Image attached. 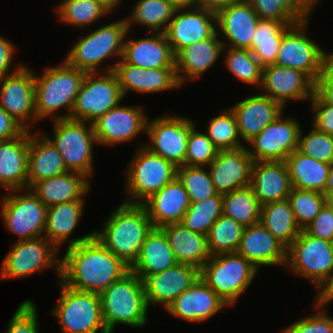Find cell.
<instances>
[{"label":"cell","mask_w":333,"mask_h":333,"mask_svg":"<svg viewBox=\"0 0 333 333\" xmlns=\"http://www.w3.org/2000/svg\"><path fill=\"white\" fill-rule=\"evenodd\" d=\"M130 271L95 236L66 248L60 280L68 287L100 294Z\"/></svg>","instance_id":"6da1fadb"},{"label":"cell","mask_w":333,"mask_h":333,"mask_svg":"<svg viewBox=\"0 0 333 333\" xmlns=\"http://www.w3.org/2000/svg\"><path fill=\"white\" fill-rule=\"evenodd\" d=\"M153 228L142 204L120 203L94 236L117 258L131 267L138 258L147 234Z\"/></svg>","instance_id":"7a4b0ae2"},{"label":"cell","mask_w":333,"mask_h":333,"mask_svg":"<svg viewBox=\"0 0 333 333\" xmlns=\"http://www.w3.org/2000/svg\"><path fill=\"white\" fill-rule=\"evenodd\" d=\"M86 72L70 66L64 59L58 66L44 69L35 78V113L42 119L70 118L76 96ZM67 110L65 114L58 112Z\"/></svg>","instance_id":"3957f363"},{"label":"cell","mask_w":333,"mask_h":333,"mask_svg":"<svg viewBox=\"0 0 333 333\" xmlns=\"http://www.w3.org/2000/svg\"><path fill=\"white\" fill-rule=\"evenodd\" d=\"M128 27L125 18L102 24L76 41L64 60L86 73L113 71L116 65L103 66L105 60L116 57L121 60Z\"/></svg>","instance_id":"277c9868"},{"label":"cell","mask_w":333,"mask_h":333,"mask_svg":"<svg viewBox=\"0 0 333 333\" xmlns=\"http://www.w3.org/2000/svg\"><path fill=\"white\" fill-rule=\"evenodd\" d=\"M104 324L108 333L117 325L142 328L148 323V304L143 281L132 271L100 294Z\"/></svg>","instance_id":"5b68a950"},{"label":"cell","mask_w":333,"mask_h":333,"mask_svg":"<svg viewBox=\"0 0 333 333\" xmlns=\"http://www.w3.org/2000/svg\"><path fill=\"white\" fill-rule=\"evenodd\" d=\"M142 142L137 146L133 159L124 170L125 199L122 202L142 204L177 177V167L160 155L154 154Z\"/></svg>","instance_id":"8992f818"},{"label":"cell","mask_w":333,"mask_h":333,"mask_svg":"<svg viewBox=\"0 0 333 333\" xmlns=\"http://www.w3.org/2000/svg\"><path fill=\"white\" fill-rule=\"evenodd\" d=\"M285 267L312 282L318 294L333 276V242L302 230L286 250Z\"/></svg>","instance_id":"52a82bcc"},{"label":"cell","mask_w":333,"mask_h":333,"mask_svg":"<svg viewBox=\"0 0 333 333\" xmlns=\"http://www.w3.org/2000/svg\"><path fill=\"white\" fill-rule=\"evenodd\" d=\"M52 123L53 136L45 135L61 153L67 170L93 177V147L98 145L93 125L71 118L52 120Z\"/></svg>","instance_id":"ba28073f"},{"label":"cell","mask_w":333,"mask_h":333,"mask_svg":"<svg viewBox=\"0 0 333 333\" xmlns=\"http://www.w3.org/2000/svg\"><path fill=\"white\" fill-rule=\"evenodd\" d=\"M251 262L237 252L211 258L200 269L201 279L228 305L235 306L258 274Z\"/></svg>","instance_id":"9c48e42d"},{"label":"cell","mask_w":333,"mask_h":333,"mask_svg":"<svg viewBox=\"0 0 333 333\" xmlns=\"http://www.w3.org/2000/svg\"><path fill=\"white\" fill-rule=\"evenodd\" d=\"M59 301L50 311L60 325V333H108L102 317L98 293L72 289L58 280Z\"/></svg>","instance_id":"30bf717a"},{"label":"cell","mask_w":333,"mask_h":333,"mask_svg":"<svg viewBox=\"0 0 333 333\" xmlns=\"http://www.w3.org/2000/svg\"><path fill=\"white\" fill-rule=\"evenodd\" d=\"M60 250L44 236L25 240L15 241L0 265V279L27 278L34 273L49 270L61 278V257Z\"/></svg>","instance_id":"8fae6325"},{"label":"cell","mask_w":333,"mask_h":333,"mask_svg":"<svg viewBox=\"0 0 333 333\" xmlns=\"http://www.w3.org/2000/svg\"><path fill=\"white\" fill-rule=\"evenodd\" d=\"M20 192H24V194H20ZM0 202V215L5 230L17 236L16 241L44 236L47 206L31 189L8 191V195L3 194Z\"/></svg>","instance_id":"7c38bea8"},{"label":"cell","mask_w":333,"mask_h":333,"mask_svg":"<svg viewBox=\"0 0 333 333\" xmlns=\"http://www.w3.org/2000/svg\"><path fill=\"white\" fill-rule=\"evenodd\" d=\"M195 126L194 120L178 113L167 112L151 120L148 117L145 134L148 142L144 146L177 168L185 166L188 139Z\"/></svg>","instance_id":"4fadbf2b"},{"label":"cell","mask_w":333,"mask_h":333,"mask_svg":"<svg viewBox=\"0 0 333 333\" xmlns=\"http://www.w3.org/2000/svg\"><path fill=\"white\" fill-rule=\"evenodd\" d=\"M113 71L86 73L76 96L71 119L93 123L123 101Z\"/></svg>","instance_id":"5bb4252c"},{"label":"cell","mask_w":333,"mask_h":333,"mask_svg":"<svg viewBox=\"0 0 333 333\" xmlns=\"http://www.w3.org/2000/svg\"><path fill=\"white\" fill-rule=\"evenodd\" d=\"M284 114L283 112L246 143L250 146L246 145V148L253 162L285 161L298 149L302 125L294 116L285 118Z\"/></svg>","instance_id":"9a60e30c"},{"label":"cell","mask_w":333,"mask_h":333,"mask_svg":"<svg viewBox=\"0 0 333 333\" xmlns=\"http://www.w3.org/2000/svg\"><path fill=\"white\" fill-rule=\"evenodd\" d=\"M308 23L309 20L297 22L285 32L275 64L299 70L315 83L324 49L308 37Z\"/></svg>","instance_id":"2e32d148"},{"label":"cell","mask_w":333,"mask_h":333,"mask_svg":"<svg viewBox=\"0 0 333 333\" xmlns=\"http://www.w3.org/2000/svg\"><path fill=\"white\" fill-rule=\"evenodd\" d=\"M120 102L92 123L98 145L116 146L146 134L148 117L143 106L123 105Z\"/></svg>","instance_id":"e0dca14e"},{"label":"cell","mask_w":333,"mask_h":333,"mask_svg":"<svg viewBox=\"0 0 333 333\" xmlns=\"http://www.w3.org/2000/svg\"><path fill=\"white\" fill-rule=\"evenodd\" d=\"M30 66L0 80V107L18 121L26 130L37 123L35 113V78ZM29 123H28V122ZM31 123V124H30Z\"/></svg>","instance_id":"ac0fdd59"},{"label":"cell","mask_w":333,"mask_h":333,"mask_svg":"<svg viewBox=\"0 0 333 333\" xmlns=\"http://www.w3.org/2000/svg\"><path fill=\"white\" fill-rule=\"evenodd\" d=\"M259 89L261 94L285 108L291 100L310 101L314 95L315 83L299 70L271 64L263 67Z\"/></svg>","instance_id":"d6986e66"},{"label":"cell","mask_w":333,"mask_h":333,"mask_svg":"<svg viewBox=\"0 0 333 333\" xmlns=\"http://www.w3.org/2000/svg\"><path fill=\"white\" fill-rule=\"evenodd\" d=\"M224 307L230 306L199 277L165 312L187 322L202 323L217 315Z\"/></svg>","instance_id":"ffe728a7"},{"label":"cell","mask_w":333,"mask_h":333,"mask_svg":"<svg viewBox=\"0 0 333 333\" xmlns=\"http://www.w3.org/2000/svg\"><path fill=\"white\" fill-rule=\"evenodd\" d=\"M216 31V13L194 7L176 10L165 34L176 55L187 45L207 39Z\"/></svg>","instance_id":"44dd1931"},{"label":"cell","mask_w":333,"mask_h":333,"mask_svg":"<svg viewBox=\"0 0 333 333\" xmlns=\"http://www.w3.org/2000/svg\"><path fill=\"white\" fill-rule=\"evenodd\" d=\"M259 21L247 0H238L218 11L216 27L218 35L223 37V46L249 49Z\"/></svg>","instance_id":"7402d4cb"},{"label":"cell","mask_w":333,"mask_h":333,"mask_svg":"<svg viewBox=\"0 0 333 333\" xmlns=\"http://www.w3.org/2000/svg\"><path fill=\"white\" fill-rule=\"evenodd\" d=\"M200 277V269L177 263L160 273L143 280L148 307L160 305L166 309L181 293L191 287Z\"/></svg>","instance_id":"603a6c76"},{"label":"cell","mask_w":333,"mask_h":333,"mask_svg":"<svg viewBox=\"0 0 333 333\" xmlns=\"http://www.w3.org/2000/svg\"><path fill=\"white\" fill-rule=\"evenodd\" d=\"M113 72L124 99L131 90L137 94H152L182 87L176 68L145 69L132 66L121 59L116 62Z\"/></svg>","instance_id":"cb8c5ba5"},{"label":"cell","mask_w":333,"mask_h":333,"mask_svg":"<svg viewBox=\"0 0 333 333\" xmlns=\"http://www.w3.org/2000/svg\"><path fill=\"white\" fill-rule=\"evenodd\" d=\"M252 164V157L245 146L219 151L207 168L216 191L225 194L250 185Z\"/></svg>","instance_id":"d4e9b609"},{"label":"cell","mask_w":333,"mask_h":333,"mask_svg":"<svg viewBox=\"0 0 333 333\" xmlns=\"http://www.w3.org/2000/svg\"><path fill=\"white\" fill-rule=\"evenodd\" d=\"M287 248L261 223L244 227L237 253L257 269L285 266Z\"/></svg>","instance_id":"484cf974"},{"label":"cell","mask_w":333,"mask_h":333,"mask_svg":"<svg viewBox=\"0 0 333 333\" xmlns=\"http://www.w3.org/2000/svg\"><path fill=\"white\" fill-rule=\"evenodd\" d=\"M229 108L235 116L243 143L258 135L286 110L280 103L263 94L249 95Z\"/></svg>","instance_id":"4316f807"},{"label":"cell","mask_w":333,"mask_h":333,"mask_svg":"<svg viewBox=\"0 0 333 333\" xmlns=\"http://www.w3.org/2000/svg\"><path fill=\"white\" fill-rule=\"evenodd\" d=\"M129 32L121 58L125 63L145 69L176 68L175 54L165 33L152 32L150 37L128 40Z\"/></svg>","instance_id":"83f0119b"},{"label":"cell","mask_w":333,"mask_h":333,"mask_svg":"<svg viewBox=\"0 0 333 333\" xmlns=\"http://www.w3.org/2000/svg\"><path fill=\"white\" fill-rule=\"evenodd\" d=\"M223 49L217 31L209 38L194 42L175 55L176 73L181 86L185 81L193 82L214 67ZM196 79V80H195Z\"/></svg>","instance_id":"f1b7e54d"},{"label":"cell","mask_w":333,"mask_h":333,"mask_svg":"<svg viewBox=\"0 0 333 333\" xmlns=\"http://www.w3.org/2000/svg\"><path fill=\"white\" fill-rule=\"evenodd\" d=\"M142 205L154 228L181 223L190 206L189 195L182 182L175 177L161 190L151 195Z\"/></svg>","instance_id":"f546056e"},{"label":"cell","mask_w":333,"mask_h":333,"mask_svg":"<svg viewBox=\"0 0 333 333\" xmlns=\"http://www.w3.org/2000/svg\"><path fill=\"white\" fill-rule=\"evenodd\" d=\"M84 205L85 200H76L47 207L44 237L59 250L65 243L68 248L94 236V232H91L84 236L70 238L84 214Z\"/></svg>","instance_id":"4dcf8cb0"},{"label":"cell","mask_w":333,"mask_h":333,"mask_svg":"<svg viewBox=\"0 0 333 333\" xmlns=\"http://www.w3.org/2000/svg\"><path fill=\"white\" fill-rule=\"evenodd\" d=\"M30 130L0 141V186L7 191L27 189Z\"/></svg>","instance_id":"1f68e13d"},{"label":"cell","mask_w":333,"mask_h":333,"mask_svg":"<svg viewBox=\"0 0 333 333\" xmlns=\"http://www.w3.org/2000/svg\"><path fill=\"white\" fill-rule=\"evenodd\" d=\"M250 186L261 205L287 199L292 185L286 162H253Z\"/></svg>","instance_id":"d6a6232c"},{"label":"cell","mask_w":333,"mask_h":333,"mask_svg":"<svg viewBox=\"0 0 333 333\" xmlns=\"http://www.w3.org/2000/svg\"><path fill=\"white\" fill-rule=\"evenodd\" d=\"M32 133L30 130L28 149L27 188L36 182L67 173L64 159L55 145L44 133Z\"/></svg>","instance_id":"836d02e7"},{"label":"cell","mask_w":333,"mask_h":333,"mask_svg":"<svg viewBox=\"0 0 333 333\" xmlns=\"http://www.w3.org/2000/svg\"><path fill=\"white\" fill-rule=\"evenodd\" d=\"M92 182L84 174L68 171L62 175L36 182L30 189L47 207L55 204L85 200Z\"/></svg>","instance_id":"e575fe53"},{"label":"cell","mask_w":333,"mask_h":333,"mask_svg":"<svg viewBox=\"0 0 333 333\" xmlns=\"http://www.w3.org/2000/svg\"><path fill=\"white\" fill-rule=\"evenodd\" d=\"M177 263L166 234L161 228L153 227L147 234L130 271L143 281L147 276L160 273Z\"/></svg>","instance_id":"d590c367"},{"label":"cell","mask_w":333,"mask_h":333,"mask_svg":"<svg viewBox=\"0 0 333 333\" xmlns=\"http://www.w3.org/2000/svg\"><path fill=\"white\" fill-rule=\"evenodd\" d=\"M161 229L166 234L178 263L201 269L211 258L206 235L191 231L182 223L168 224Z\"/></svg>","instance_id":"8d00e7d4"},{"label":"cell","mask_w":333,"mask_h":333,"mask_svg":"<svg viewBox=\"0 0 333 333\" xmlns=\"http://www.w3.org/2000/svg\"><path fill=\"white\" fill-rule=\"evenodd\" d=\"M292 188L325 193L331 164L324 163L294 150L285 160Z\"/></svg>","instance_id":"74e56055"},{"label":"cell","mask_w":333,"mask_h":333,"mask_svg":"<svg viewBox=\"0 0 333 333\" xmlns=\"http://www.w3.org/2000/svg\"><path fill=\"white\" fill-rule=\"evenodd\" d=\"M260 19L278 20L286 25L310 20L320 0H247ZM310 17V18H309Z\"/></svg>","instance_id":"f35d334b"},{"label":"cell","mask_w":333,"mask_h":333,"mask_svg":"<svg viewBox=\"0 0 333 333\" xmlns=\"http://www.w3.org/2000/svg\"><path fill=\"white\" fill-rule=\"evenodd\" d=\"M260 222L286 247L302 231L298 226L288 199L261 206Z\"/></svg>","instance_id":"ab89813d"},{"label":"cell","mask_w":333,"mask_h":333,"mask_svg":"<svg viewBox=\"0 0 333 333\" xmlns=\"http://www.w3.org/2000/svg\"><path fill=\"white\" fill-rule=\"evenodd\" d=\"M176 10L167 0H138L131 14L125 17L128 30L131 31L132 25L136 24L151 33H165Z\"/></svg>","instance_id":"60d3db41"},{"label":"cell","mask_w":333,"mask_h":333,"mask_svg":"<svg viewBox=\"0 0 333 333\" xmlns=\"http://www.w3.org/2000/svg\"><path fill=\"white\" fill-rule=\"evenodd\" d=\"M291 26L278 20L260 19L249 50L263 67L275 64L281 40Z\"/></svg>","instance_id":"b9f144b4"},{"label":"cell","mask_w":333,"mask_h":333,"mask_svg":"<svg viewBox=\"0 0 333 333\" xmlns=\"http://www.w3.org/2000/svg\"><path fill=\"white\" fill-rule=\"evenodd\" d=\"M59 21L76 28H90L111 12L96 0H62L55 7Z\"/></svg>","instance_id":"7bdbcfd3"},{"label":"cell","mask_w":333,"mask_h":333,"mask_svg":"<svg viewBox=\"0 0 333 333\" xmlns=\"http://www.w3.org/2000/svg\"><path fill=\"white\" fill-rule=\"evenodd\" d=\"M261 206L250 185L223 194V214L244 227L260 222Z\"/></svg>","instance_id":"ee69618b"},{"label":"cell","mask_w":333,"mask_h":333,"mask_svg":"<svg viewBox=\"0 0 333 333\" xmlns=\"http://www.w3.org/2000/svg\"><path fill=\"white\" fill-rule=\"evenodd\" d=\"M225 51V56L222 57L228 71L232 73L234 78L253 87H260L262 82L263 66L252 54L249 49L232 48L223 46L222 53Z\"/></svg>","instance_id":"f6af8a7d"},{"label":"cell","mask_w":333,"mask_h":333,"mask_svg":"<svg viewBox=\"0 0 333 333\" xmlns=\"http://www.w3.org/2000/svg\"><path fill=\"white\" fill-rule=\"evenodd\" d=\"M209 119L205 134L219 151L236 150L246 144L240 138L236 119L228 107Z\"/></svg>","instance_id":"bcb514c9"},{"label":"cell","mask_w":333,"mask_h":333,"mask_svg":"<svg viewBox=\"0 0 333 333\" xmlns=\"http://www.w3.org/2000/svg\"><path fill=\"white\" fill-rule=\"evenodd\" d=\"M223 214V194L190 203L181 223L188 229L208 235L211 226Z\"/></svg>","instance_id":"7dc6e473"},{"label":"cell","mask_w":333,"mask_h":333,"mask_svg":"<svg viewBox=\"0 0 333 333\" xmlns=\"http://www.w3.org/2000/svg\"><path fill=\"white\" fill-rule=\"evenodd\" d=\"M244 226L222 214L211 226L207 235L211 256L236 252L242 238Z\"/></svg>","instance_id":"c3c4849f"},{"label":"cell","mask_w":333,"mask_h":333,"mask_svg":"<svg viewBox=\"0 0 333 333\" xmlns=\"http://www.w3.org/2000/svg\"><path fill=\"white\" fill-rule=\"evenodd\" d=\"M288 201L301 230H304L325 205L324 194L314 190L292 188Z\"/></svg>","instance_id":"681fc988"},{"label":"cell","mask_w":333,"mask_h":333,"mask_svg":"<svg viewBox=\"0 0 333 333\" xmlns=\"http://www.w3.org/2000/svg\"><path fill=\"white\" fill-rule=\"evenodd\" d=\"M177 177L185 187L190 203L200 202L218 193L207 167H178Z\"/></svg>","instance_id":"f907efd6"},{"label":"cell","mask_w":333,"mask_h":333,"mask_svg":"<svg viewBox=\"0 0 333 333\" xmlns=\"http://www.w3.org/2000/svg\"><path fill=\"white\" fill-rule=\"evenodd\" d=\"M313 128L303 135V127L299 133L298 151L324 163H333V135Z\"/></svg>","instance_id":"816d5d0a"},{"label":"cell","mask_w":333,"mask_h":333,"mask_svg":"<svg viewBox=\"0 0 333 333\" xmlns=\"http://www.w3.org/2000/svg\"><path fill=\"white\" fill-rule=\"evenodd\" d=\"M313 311L281 329L280 333H333V317L325 310L327 305L316 299L313 300Z\"/></svg>","instance_id":"f5cc1de1"},{"label":"cell","mask_w":333,"mask_h":333,"mask_svg":"<svg viewBox=\"0 0 333 333\" xmlns=\"http://www.w3.org/2000/svg\"><path fill=\"white\" fill-rule=\"evenodd\" d=\"M195 126L189 135L185 166L207 167L219 150L203 131Z\"/></svg>","instance_id":"db71d44e"},{"label":"cell","mask_w":333,"mask_h":333,"mask_svg":"<svg viewBox=\"0 0 333 333\" xmlns=\"http://www.w3.org/2000/svg\"><path fill=\"white\" fill-rule=\"evenodd\" d=\"M38 316L36 303L26 299L20 303L9 319L4 333H40Z\"/></svg>","instance_id":"11a10c76"},{"label":"cell","mask_w":333,"mask_h":333,"mask_svg":"<svg viewBox=\"0 0 333 333\" xmlns=\"http://www.w3.org/2000/svg\"><path fill=\"white\" fill-rule=\"evenodd\" d=\"M312 124L317 130L333 135V105L324 103L315 93L311 100Z\"/></svg>","instance_id":"9f6ffc18"},{"label":"cell","mask_w":333,"mask_h":333,"mask_svg":"<svg viewBox=\"0 0 333 333\" xmlns=\"http://www.w3.org/2000/svg\"><path fill=\"white\" fill-rule=\"evenodd\" d=\"M304 230L313 237L333 242V209L325 204Z\"/></svg>","instance_id":"6f0895ef"},{"label":"cell","mask_w":333,"mask_h":333,"mask_svg":"<svg viewBox=\"0 0 333 333\" xmlns=\"http://www.w3.org/2000/svg\"><path fill=\"white\" fill-rule=\"evenodd\" d=\"M16 50L17 48L12 41L0 35V80L15 73L25 65L19 62L18 65L12 67Z\"/></svg>","instance_id":"680465c9"},{"label":"cell","mask_w":333,"mask_h":333,"mask_svg":"<svg viewBox=\"0 0 333 333\" xmlns=\"http://www.w3.org/2000/svg\"><path fill=\"white\" fill-rule=\"evenodd\" d=\"M25 130L18 121L0 107V141L13 139Z\"/></svg>","instance_id":"91938a15"},{"label":"cell","mask_w":333,"mask_h":333,"mask_svg":"<svg viewBox=\"0 0 333 333\" xmlns=\"http://www.w3.org/2000/svg\"><path fill=\"white\" fill-rule=\"evenodd\" d=\"M315 86H333V52H323L320 73Z\"/></svg>","instance_id":"94428289"},{"label":"cell","mask_w":333,"mask_h":333,"mask_svg":"<svg viewBox=\"0 0 333 333\" xmlns=\"http://www.w3.org/2000/svg\"><path fill=\"white\" fill-rule=\"evenodd\" d=\"M236 1L238 0H197L196 7L217 13L221 9Z\"/></svg>","instance_id":"6125c7cd"},{"label":"cell","mask_w":333,"mask_h":333,"mask_svg":"<svg viewBox=\"0 0 333 333\" xmlns=\"http://www.w3.org/2000/svg\"><path fill=\"white\" fill-rule=\"evenodd\" d=\"M315 299L326 305L333 302V276L328 284L315 296Z\"/></svg>","instance_id":"be15d7a7"},{"label":"cell","mask_w":333,"mask_h":333,"mask_svg":"<svg viewBox=\"0 0 333 333\" xmlns=\"http://www.w3.org/2000/svg\"><path fill=\"white\" fill-rule=\"evenodd\" d=\"M314 93L324 103L333 105V86H315Z\"/></svg>","instance_id":"e7e4bbea"},{"label":"cell","mask_w":333,"mask_h":333,"mask_svg":"<svg viewBox=\"0 0 333 333\" xmlns=\"http://www.w3.org/2000/svg\"><path fill=\"white\" fill-rule=\"evenodd\" d=\"M177 10L196 7L197 0H167Z\"/></svg>","instance_id":"03108f58"},{"label":"cell","mask_w":333,"mask_h":333,"mask_svg":"<svg viewBox=\"0 0 333 333\" xmlns=\"http://www.w3.org/2000/svg\"><path fill=\"white\" fill-rule=\"evenodd\" d=\"M105 6L110 12H114L117 9V6L120 5L122 0H96ZM115 9V10H114Z\"/></svg>","instance_id":"003e7915"},{"label":"cell","mask_w":333,"mask_h":333,"mask_svg":"<svg viewBox=\"0 0 333 333\" xmlns=\"http://www.w3.org/2000/svg\"><path fill=\"white\" fill-rule=\"evenodd\" d=\"M325 191H333V163L331 164L328 179L325 185Z\"/></svg>","instance_id":"a7ac6f4b"},{"label":"cell","mask_w":333,"mask_h":333,"mask_svg":"<svg viewBox=\"0 0 333 333\" xmlns=\"http://www.w3.org/2000/svg\"><path fill=\"white\" fill-rule=\"evenodd\" d=\"M324 197H325V204L331 209H333V191H325Z\"/></svg>","instance_id":"89a4df30"}]
</instances>
